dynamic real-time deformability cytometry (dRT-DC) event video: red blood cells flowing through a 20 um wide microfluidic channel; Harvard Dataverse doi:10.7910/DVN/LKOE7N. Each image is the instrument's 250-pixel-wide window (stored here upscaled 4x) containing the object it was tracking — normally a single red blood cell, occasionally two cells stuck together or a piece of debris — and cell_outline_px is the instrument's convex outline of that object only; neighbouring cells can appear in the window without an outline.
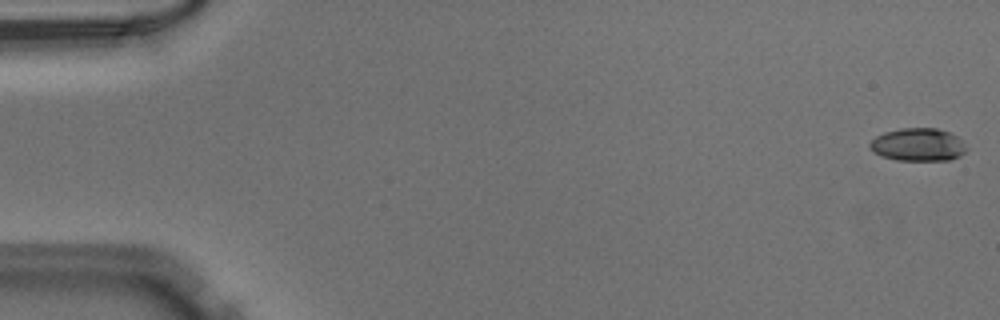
{"species": "Egyptian fruit bat (a non-hibernating species)", "species_latin": "Rousettus aegyptiacus", "temperature_condition": "warm", "stored_images_in_passage": 16, "camera_frame_rate_fps": 3000, "um_per_image_px": 0.085, "animal": {"sex": "male"}, "frame": {"image": 1, "passage_image": 1, "time_ms": 0.0, "image_size_px": [1000, 320], "cell_outline_px": [[968, 148], [960, 156], [948, 160], [896, 160], [880, 156], [872, 152], [868, 148], [868, 144], [876, 136], [884, 132], [900, 128], [936, 128], [948, 132], [956, 136]], "centroid_in_image_um": [77.98, 12.3], "position_along_channel_um": 7.0, "area_um2": 18.61}}
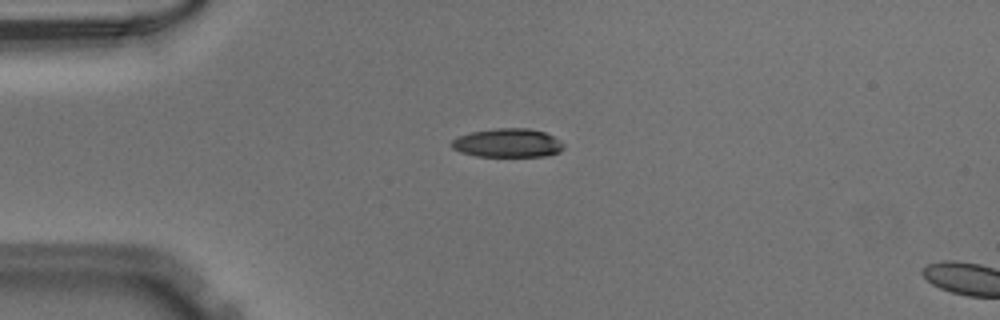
{"frame": {"image": 2, "passage_image": 13, "time_ms": 4.0, "image_size_px": [1000, 320], "cell_outline_px": [[564, 148], [560, 152], [548, 156], [476, 156], [460, 152], [452, 148], [452, 140], [456, 136], [472, 132], [496, 128], [528, 128], [544, 132], [560, 140], [564, 144]], "centroid_in_image_um": [43.16, 12.15], "position_along_channel_um": 41.8, "area_um2": 18.84}}